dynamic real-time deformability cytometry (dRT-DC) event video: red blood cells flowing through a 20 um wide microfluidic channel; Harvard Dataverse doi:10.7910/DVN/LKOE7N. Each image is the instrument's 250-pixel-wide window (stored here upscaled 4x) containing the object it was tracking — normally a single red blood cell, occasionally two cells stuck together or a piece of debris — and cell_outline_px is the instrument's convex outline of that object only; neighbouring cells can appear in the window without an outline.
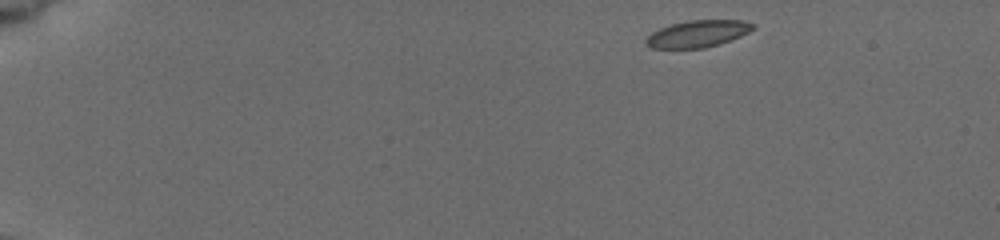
{"species": "common noctule bat (a hibernating species)", "species_latin": "Nyctalus noctula", "temperature_condition": "cold", "stored_images_in_passage": 11, "camera_frame_rate_fps": 3000, "um_per_image_px": 0.085, "animal": {"sex": "female", "body_mass_g": 19.5, "forearm_length_mm": 54.1}, "frame": {"image": 1, "passage_image": 1, "time_ms": 0.0, "image_size_px": [1000, 240], "cell_outline_px": [[756, 28], [740, 36], [704, 48], [652, 48], [644, 44], [644, 40], [652, 32], [660, 28], [672, 24], [688, 20], [744, 20], [756, 24]], "centroid_in_image_um": [59.3, 2.86], "position_along_channel_um": 25.7, "area_um2": 16.7}}
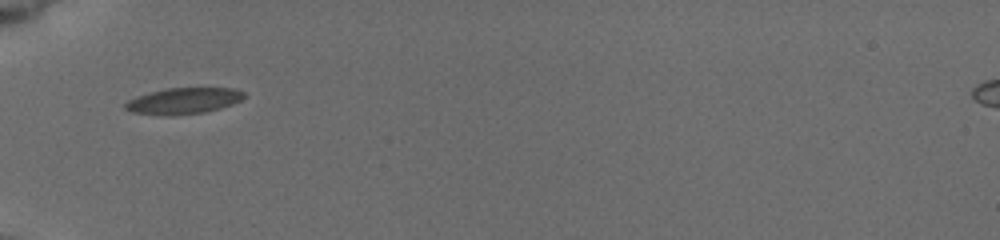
{"frame": {"image": 2, "passage_image": 7, "time_ms": 4.0, "image_size_px": [1000, 240], "cell_outline_px": [[244, 96], [240, 100], [232, 104], [220, 108], [204, 112], [172, 116], [132, 112], [124, 108], [124, 104], [128, 100], [136, 96], [164, 88], [236, 88], [244, 92]], "centroid_in_image_um": [15.58, 8.57], "position_along_channel_um": 69.4, "area_um2": 18.09}}
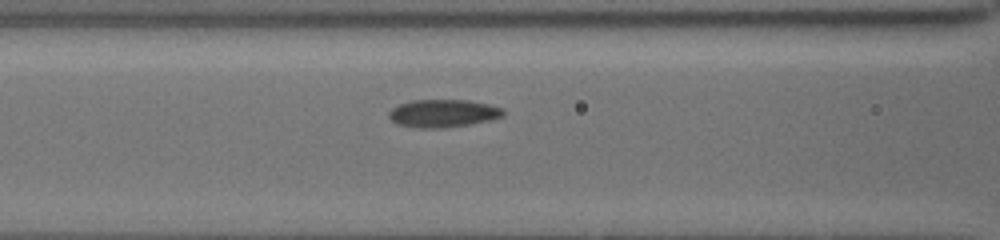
{"frame": {"image": 3, "passage_image": 10, "time_ms": 5.667, "image_size_px": [1000, 240], "cell_outline_px": [[504, 116], [488, 120], [468, 124], [440, 128], [420, 128], [396, 124], [388, 116], [388, 112], [392, 108], [400, 104], [412, 100], [468, 100], [488, 104], [504, 108]], "centroid_in_image_um": [37.65, 9.63], "position_along_channel_um": 129.0, "area_um2": 18.44}}